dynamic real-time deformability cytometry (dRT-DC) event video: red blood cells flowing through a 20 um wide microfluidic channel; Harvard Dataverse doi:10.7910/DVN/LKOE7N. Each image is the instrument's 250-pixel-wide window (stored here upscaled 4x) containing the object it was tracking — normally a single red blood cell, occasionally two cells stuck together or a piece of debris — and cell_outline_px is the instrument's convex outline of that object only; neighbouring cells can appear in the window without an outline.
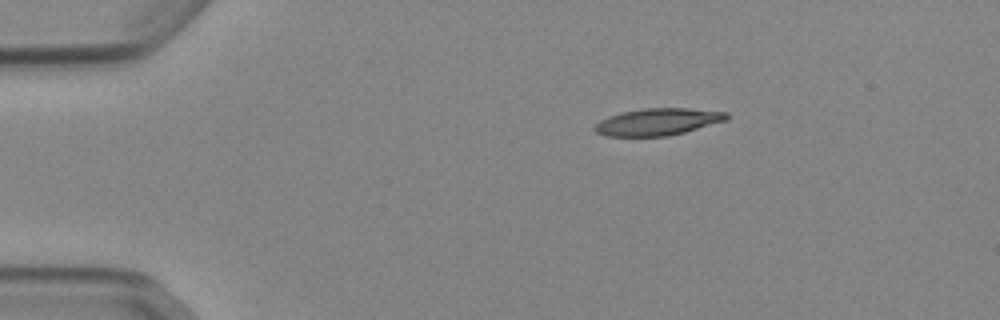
{"species": "Egyptian fruit bat (a non-hibernating species)", "species_latin": "Rousettus aegyptiacus", "temperature_condition": "cold", "stored_images_in_passage": 44, "camera_frame_rate_fps": 3000, "um_per_image_px": 0.085, "animal": {"sex": "female"}, "frame": {"image": 1, "passage_image": 1, "time_ms": 0.0, "image_size_px": [1000, 320], "cell_outline_px": [[728, 120], [684, 132], [668, 136], [608, 136], [596, 132], [592, 128], [600, 120], [608, 116], [624, 112], [644, 108], [688, 108], [728, 112]], "centroid_in_image_um": [55.92, 10.35], "position_along_channel_um": 29.1, "area_um2": 20.69}}
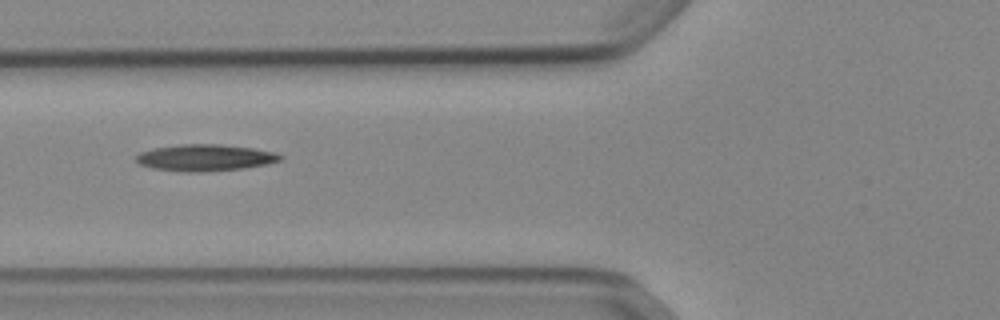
{"frame": {"image": 2, "passage_image": 12, "time_ms": 3.667, "image_size_px": [1000, 320], "cell_outline_px": [[284, 156], [280, 160], [264, 164], [244, 168], [200, 172], [188, 172], [152, 168], [140, 164], [136, 160], [136, 156], [140, 152], [152, 148], [180, 144], [220, 144], [252, 148], [272, 152]], "centroid_in_image_um": [17.39, 13.4], "position_along_channel_um": 108.4, "area_um2": 22.14}}
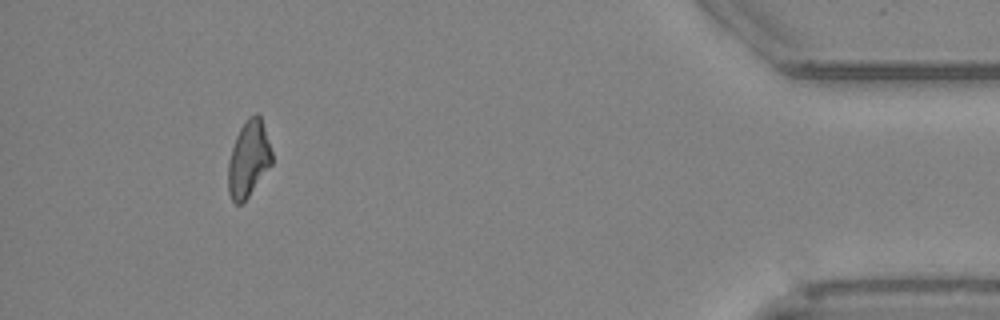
{"frame": {"image": 3, "passage_image": 40, "time_ms": 13.0, "image_size_px": [1000, 320], "cell_outline_px": [[272, 164], [248, 196], [240, 204], [236, 204], [232, 200], [228, 192], [228, 160], [236, 136], [240, 128], [248, 116], [256, 112], [260, 116], [272, 152]], "centroid_in_image_um": [21.11, 13.49], "position_along_channel_um": 414.1, "area_um2": 19.25}, "authors_computed_cell_mechanics": {"area_um2": 20.7502, "velocity_mm_per_s": 3.9059, "shape_relaxation_time_tau1_ms": 11.3353, "shape_relaxation_time_tau2_ms": null, "deformation_change_tau1": 0.2459, "deformation_change_tau2": null}}